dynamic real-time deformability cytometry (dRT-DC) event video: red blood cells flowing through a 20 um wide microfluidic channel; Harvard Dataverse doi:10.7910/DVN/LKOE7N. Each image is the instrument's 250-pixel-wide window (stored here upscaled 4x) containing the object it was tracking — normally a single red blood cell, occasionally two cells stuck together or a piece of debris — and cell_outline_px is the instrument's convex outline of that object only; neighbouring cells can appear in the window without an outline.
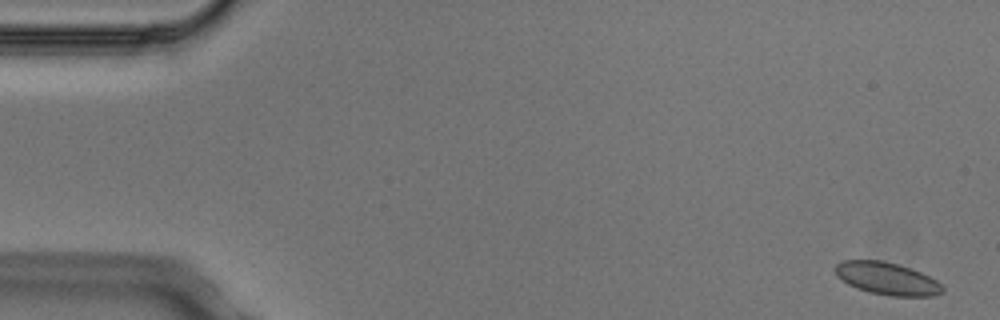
{"species": "Egyptian fruit bat (a non-hibernating species)", "species_latin": "Rousettus aegyptiacus", "temperature_condition": "cold", "stored_images_in_passage": 8, "camera_frame_rate_fps": 3000, "um_per_image_px": 0.085, "animal": {"sex": "male"}, "frame": {"image": 1, "passage_image": 1, "time_ms": 0.0, "image_size_px": [1000, 320], "cell_outline_px": [[944, 292], [936, 296], [888, 296], [868, 292], [856, 288], [848, 284], [836, 276], [836, 264], [844, 260], [884, 260], [900, 264], [920, 272], [936, 280], [944, 288]], "centroid_in_image_um": [75.41, 23.68], "position_along_channel_um": 9.6, "area_um2": 20.46}}
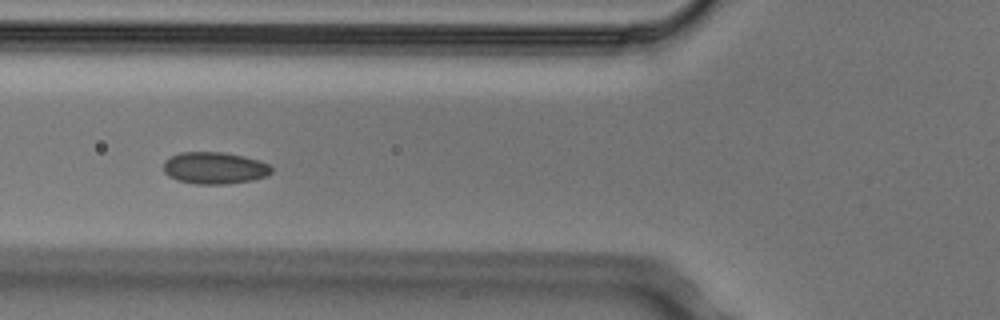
{"frame": {"image": 2, "passage_image": 6, "time_ms": 1.667, "image_size_px": [1000, 320], "cell_outline_px": [[272, 172], [268, 176], [252, 180], [228, 184], [196, 184], [176, 180], [168, 176], [164, 172], [164, 160], [180, 152], [224, 152], [244, 156], [260, 160], [268, 164], [272, 168]], "centroid_in_image_um": [18.25, 14.28], "position_along_channel_um": 107.6, "area_um2": 20.29}}
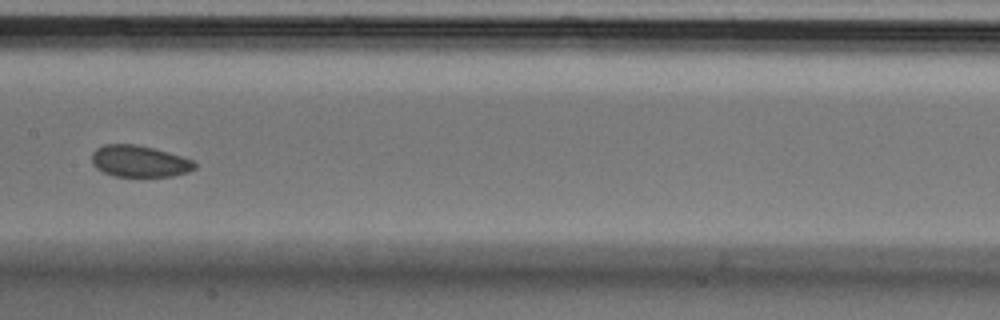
{"frame": {"image": 3, "passage_image": 8, "time_ms": 2.333, "image_size_px": [1000, 320], "cell_outline_px": [[196, 168], [188, 172], [172, 176], [116, 176], [104, 172], [96, 168], [92, 164], [92, 152], [96, 148], [104, 144], [136, 144], [168, 152], [192, 160], [196, 164]], "centroid_in_image_um": [11.83, 13.7], "position_along_channel_um": 195.6, "area_um2": 18.84}}